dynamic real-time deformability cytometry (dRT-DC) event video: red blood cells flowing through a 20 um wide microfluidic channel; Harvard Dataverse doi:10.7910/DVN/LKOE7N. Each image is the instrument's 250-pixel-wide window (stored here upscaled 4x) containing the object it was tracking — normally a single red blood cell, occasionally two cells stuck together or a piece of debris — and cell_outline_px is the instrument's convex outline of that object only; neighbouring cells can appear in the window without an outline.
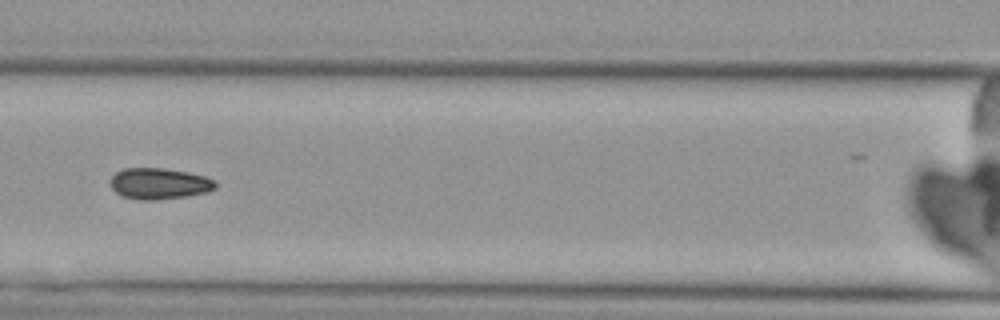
{"species": "Egyptian fruit bat (a non-hibernating species)", "species_latin": "Rousettus aegyptiacus", "temperature_condition": "cold", "stored_images_in_passage": 10, "camera_frame_rate_fps": 3000, "um_per_image_px": 0.085, "animal": {"sex": "female"}, "frame": {"image": 1, "passage_image": 7, "time_ms": 8.0, "image_size_px": [1000, 320], "cell_outline_px": [[216, 188], [208, 192], [184, 196], [152, 200], [140, 200], [120, 196], [112, 188], [112, 176], [116, 172], [124, 168], [160, 168], [188, 172], [204, 176], [216, 180]], "centroid_in_image_um": [13.54, 15.6], "position_along_channel_um": 153.1, "area_um2": 18.96}}
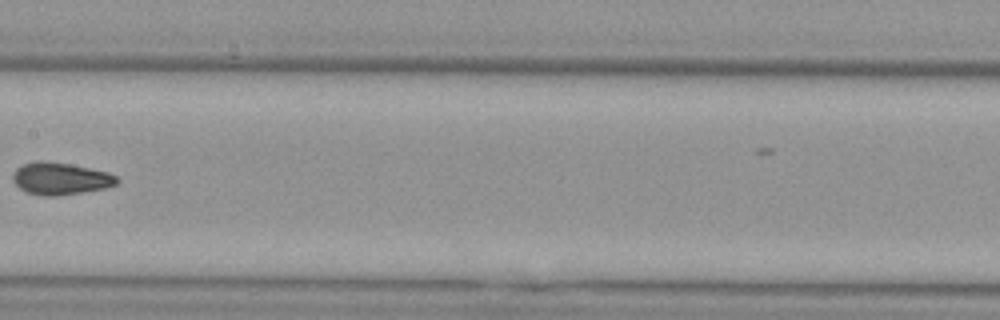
{"frame": {"image": 2, "passage_image": 8, "time_ms": 9.333, "image_size_px": [1000, 320], "cell_outline_px": [[120, 180], [116, 184], [104, 188], [56, 196], [40, 196], [24, 192], [12, 180], [12, 176], [16, 168], [24, 164], [36, 160], [44, 160], [68, 164], [108, 172], [116, 176]], "centroid_in_image_um": [5.09, 15.18], "position_along_channel_um": 202.3, "area_um2": 19.48}}